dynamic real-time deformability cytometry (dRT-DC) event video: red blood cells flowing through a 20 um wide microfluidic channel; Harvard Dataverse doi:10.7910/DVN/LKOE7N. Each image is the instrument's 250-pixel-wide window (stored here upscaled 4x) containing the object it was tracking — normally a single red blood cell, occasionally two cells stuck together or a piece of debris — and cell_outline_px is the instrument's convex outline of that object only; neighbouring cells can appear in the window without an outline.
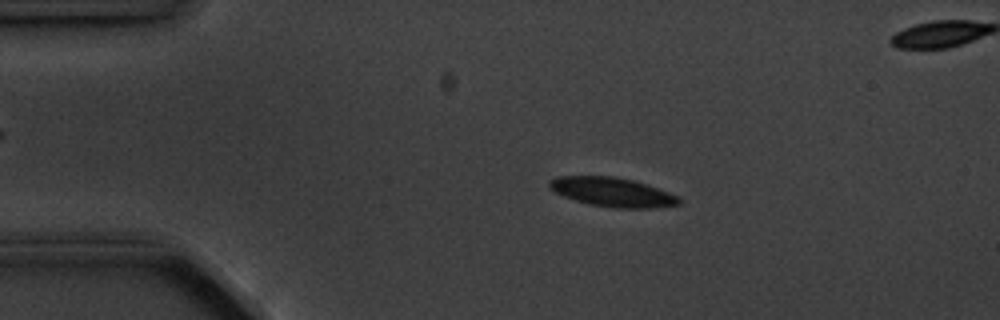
{"species": "common noctule bat (a hibernating species)", "species_latin": "Nyctalus noctula", "temperature_condition": "cold", "stored_images_in_passage": 5, "camera_frame_rate_fps": 3000, "um_per_image_px": 0.085, "animal": {"sex": "male", "body_mass_g": 20.1, "forearm_length_mm": 53.5}, "frame": {"image": 1, "passage_image": 3, "time_ms": 2.333, "image_size_px": [1000, 320], "cell_outline_px": [[680, 204], [652, 208], [616, 208], [592, 204], [576, 200], [564, 196], [556, 192], [548, 184], [548, 180], [556, 176], [612, 176], [636, 180], [668, 192], [676, 196], [680, 200]], "centroid_in_image_um": [52.05, 16.31], "position_along_channel_um": 33.0, "area_um2": 21.79}}